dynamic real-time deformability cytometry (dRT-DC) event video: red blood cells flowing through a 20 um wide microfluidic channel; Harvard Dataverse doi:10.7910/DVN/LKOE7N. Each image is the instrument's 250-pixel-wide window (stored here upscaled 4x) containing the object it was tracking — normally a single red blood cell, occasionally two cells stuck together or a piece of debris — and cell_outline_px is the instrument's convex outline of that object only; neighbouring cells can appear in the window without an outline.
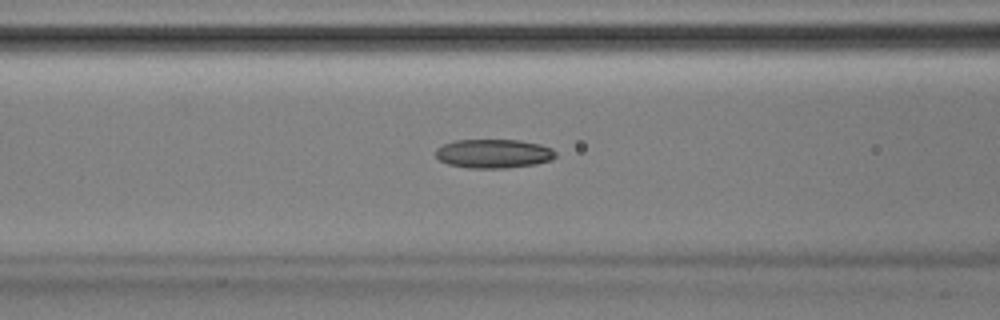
{"species": "Egyptian fruit bat (a non-hibernating species)", "species_latin": "Rousettus aegyptiacus", "temperature_condition": "room temperature", "stored_images_in_passage": 53, "camera_frame_rate_fps": 3000, "um_per_image_px": 0.085, "animal": {"sex": "male"}, "frame": {"image": 1, "passage_image": 21, "time_ms": 6.667, "image_size_px": [1000, 320], "cell_outline_px": [[556, 156], [552, 160], [536, 164], [504, 168], [468, 168], [448, 164], [440, 160], [436, 156], [436, 148], [444, 144], [456, 140], [520, 140], [540, 144], [552, 148], [556, 152]], "centroid_in_image_um": [41.98, 13.06], "position_along_channel_um": 124.6, "area_um2": 20.29}}
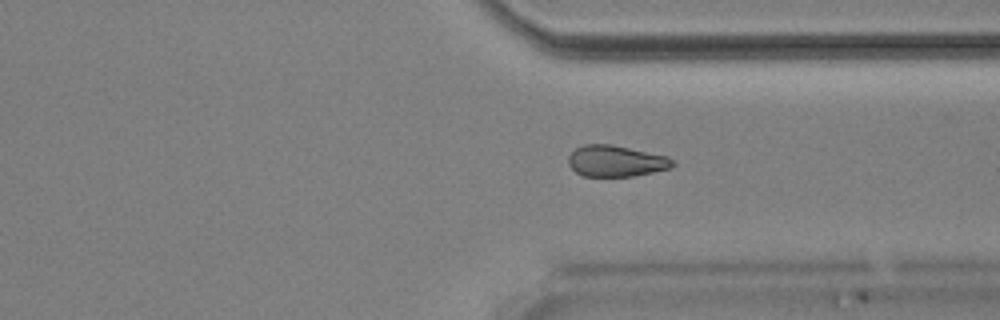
{"frame": {"image": 2, "passage_image": 39, "time_ms": 12.667, "image_size_px": [1000, 320], "cell_outline_px": [[676, 164], [668, 168], [636, 176], [584, 176], [576, 172], [568, 164], [568, 156], [576, 148], [584, 144], [612, 144], [668, 156]], "centroid_in_image_um": [52.34, 13.68], "position_along_channel_um": 359.1, "area_um2": 18.96}}
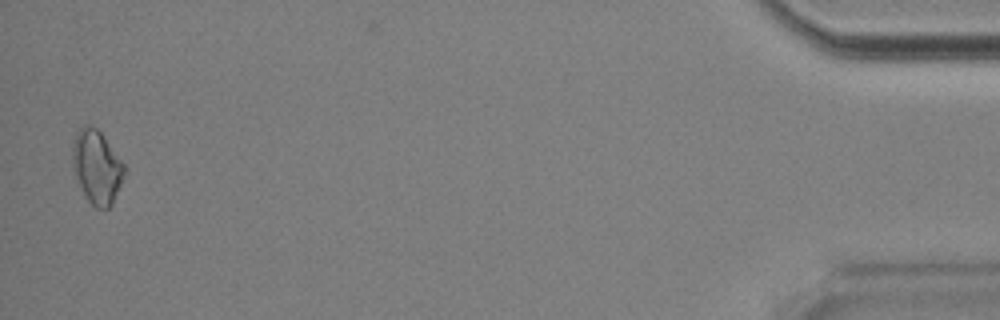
{"frame": {"image": 3, "passage_image": 51, "time_ms": 16.667, "image_size_px": [1000, 320], "cell_outline_px": [[124, 176], [112, 204], [108, 208], [96, 208], [88, 200], [76, 180], [72, 168], [72, 144], [76, 132], [84, 124], [88, 124], [96, 128], [104, 136], [124, 164]], "centroid_in_image_um": [8.19, 14.17], "position_along_channel_um": 427.0, "area_um2": 22.2}, "authors_computed_cell_mechanics": {"area_um2": 20.1722, "velocity_mm_per_s": 3.9077, "shape_relaxation_time_tau1_ms": 6.0006, "shape_relaxation_time_tau2_ms": null, "deformation_change_tau1": 0.1103, "deformation_change_tau2": null}}